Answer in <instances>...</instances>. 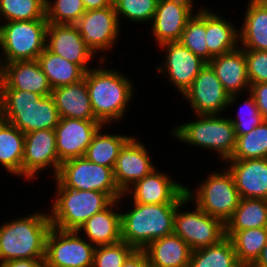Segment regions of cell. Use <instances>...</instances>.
I'll list each match as a JSON object with an SVG mask.
<instances>
[{
  "mask_svg": "<svg viewBox=\"0 0 267 267\" xmlns=\"http://www.w3.org/2000/svg\"><path fill=\"white\" fill-rule=\"evenodd\" d=\"M122 267H150L144 250H134L124 261Z\"/></svg>",
  "mask_w": 267,
  "mask_h": 267,
  "instance_id": "44",
  "label": "cell"
},
{
  "mask_svg": "<svg viewBox=\"0 0 267 267\" xmlns=\"http://www.w3.org/2000/svg\"><path fill=\"white\" fill-rule=\"evenodd\" d=\"M134 250L123 240L114 244L97 246L92 267H122L124 261Z\"/></svg>",
  "mask_w": 267,
  "mask_h": 267,
  "instance_id": "40",
  "label": "cell"
},
{
  "mask_svg": "<svg viewBox=\"0 0 267 267\" xmlns=\"http://www.w3.org/2000/svg\"><path fill=\"white\" fill-rule=\"evenodd\" d=\"M197 121L176 127L172 134L177 140L197 147L214 149L225 161L235 149L236 135L229 118L218 115H197Z\"/></svg>",
  "mask_w": 267,
  "mask_h": 267,
  "instance_id": "7",
  "label": "cell"
},
{
  "mask_svg": "<svg viewBox=\"0 0 267 267\" xmlns=\"http://www.w3.org/2000/svg\"><path fill=\"white\" fill-rule=\"evenodd\" d=\"M37 60L52 89L84 79L86 72L79 65L69 62L46 48Z\"/></svg>",
  "mask_w": 267,
  "mask_h": 267,
  "instance_id": "31",
  "label": "cell"
},
{
  "mask_svg": "<svg viewBox=\"0 0 267 267\" xmlns=\"http://www.w3.org/2000/svg\"><path fill=\"white\" fill-rule=\"evenodd\" d=\"M197 115H219L229 106V94L217 78L212 67L206 63L193 83L183 94Z\"/></svg>",
  "mask_w": 267,
  "mask_h": 267,
  "instance_id": "13",
  "label": "cell"
},
{
  "mask_svg": "<svg viewBox=\"0 0 267 267\" xmlns=\"http://www.w3.org/2000/svg\"><path fill=\"white\" fill-rule=\"evenodd\" d=\"M245 58L250 84L267 82V51L245 50Z\"/></svg>",
  "mask_w": 267,
  "mask_h": 267,
  "instance_id": "42",
  "label": "cell"
},
{
  "mask_svg": "<svg viewBox=\"0 0 267 267\" xmlns=\"http://www.w3.org/2000/svg\"><path fill=\"white\" fill-rule=\"evenodd\" d=\"M231 22L206 9V43L208 63L213 57L236 50L239 33Z\"/></svg>",
  "mask_w": 267,
  "mask_h": 267,
  "instance_id": "28",
  "label": "cell"
},
{
  "mask_svg": "<svg viewBox=\"0 0 267 267\" xmlns=\"http://www.w3.org/2000/svg\"><path fill=\"white\" fill-rule=\"evenodd\" d=\"M261 227H267V200L241 198L225 224V236L231 238L237 231Z\"/></svg>",
  "mask_w": 267,
  "mask_h": 267,
  "instance_id": "29",
  "label": "cell"
},
{
  "mask_svg": "<svg viewBox=\"0 0 267 267\" xmlns=\"http://www.w3.org/2000/svg\"><path fill=\"white\" fill-rule=\"evenodd\" d=\"M251 267H267V244L262 249L259 258Z\"/></svg>",
  "mask_w": 267,
  "mask_h": 267,
  "instance_id": "47",
  "label": "cell"
},
{
  "mask_svg": "<svg viewBox=\"0 0 267 267\" xmlns=\"http://www.w3.org/2000/svg\"><path fill=\"white\" fill-rule=\"evenodd\" d=\"M82 2L86 11L107 8L113 4V0H82Z\"/></svg>",
  "mask_w": 267,
  "mask_h": 267,
  "instance_id": "46",
  "label": "cell"
},
{
  "mask_svg": "<svg viewBox=\"0 0 267 267\" xmlns=\"http://www.w3.org/2000/svg\"><path fill=\"white\" fill-rule=\"evenodd\" d=\"M100 128L86 149L84 157L98 165L114 169L121 148L131 136L101 133Z\"/></svg>",
  "mask_w": 267,
  "mask_h": 267,
  "instance_id": "32",
  "label": "cell"
},
{
  "mask_svg": "<svg viewBox=\"0 0 267 267\" xmlns=\"http://www.w3.org/2000/svg\"><path fill=\"white\" fill-rule=\"evenodd\" d=\"M249 97L250 98L244 102L245 106L247 105L246 108L248 110V111L246 110L247 111L246 114H244L245 112L243 111L245 109L243 108L244 110L239 111V114H238L239 117H237V119L229 118V120L234 126L236 137L249 133L256 126H259L264 121L256 105V101L254 100V97L251 94L249 95ZM242 113L243 115H245L244 118H242Z\"/></svg>",
  "mask_w": 267,
  "mask_h": 267,
  "instance_id": "41",
  "label": "cell"
},
{
  "mask_svg": "<svg viewBox=\"0 0 267 267\" xmlns=\"http://www.w3.org/2000/svg\"><path fill=\"white\" fill-rule=\"evenodd\" d=\"M188 267H242L233 242L225 237L219 243L192 251Z\"/></svg>",
  "mask_w": 267,
  "mask_h": 267,
  "instance_id": "33",
  "label": "cell"
},
{
  "mask_svg": "<svg viewBox=\"0 0 267 267\" xmlns=\"http://www.w3.org/2000/svg\"><path fill=\"white\" fill-rule=\"evenodd\" d=\"M179 203L140 204L121 214V238L136 250L152 241L173 234L174 215Z\"/></svg>",
  "mask_w": 267,
  "mask_h": 267,
  "instance_id": "4",
  "label": "cell"
},
{
  "mask_svg": "<svg viewBox=\"0 0 267 267\" xmlns=\"http://www.w3.org/2000/svg\"><path fill=\"white\" fill-rule=\"evenodd\" d=\"M51 227L49 214L42 212L0 226V263L45 258L46 238Z\"/></svg>",
  "mask_w": 267,
  "mask_h": 267,
  "instance_id": "3",
  "label": "cell"
},
{
  "mask_svg": "<svg viewBox=\"0 0 267 267\" xmlns=\"http://www.w3.org/2000/svg\"><path fill=\"white\" fill-rule=\"evenodd\" d=\"M193 0H159L152 19V34L159 44L179 41L188 20L194 15Z\"/></svg>",
  "mask_w": 267,
  "mask_h": 267,
  "instance_id": "16",
  "label": "cell"
},
{
  "mask_svg": "<svg viewBox=\"0 0 267 267\" xmlns=\"http://www.w3.org/2000/svg\"><path fill=\"white\" fill-rule=\"evenodd\" d=\"M79 235L51 227L46 238V267H92L96 247Z\"/></svg>",
  "mask_w": 267,
  "mask_h": 267,
  "instance_id": "11",
  "label": "cell"
},
{
  "mask_svg": "<svg viewBox=\"0 0 267 267\" xmlns=\"http://www.w3.org/2000/svg\"><path fill=\"white\" fill-rule=\"evenodd\" d=\"M46 49L79 65L85 72L91 69L87 64L94 52L84 44L76 25L49 23Z\"/></svg>",
  "mask_w": 267,
  "mask_h": 267,
  "instance_id": "18",
  "label": "cell"
},
{
  "mask_svg": "<svg viewBox=\"0 0 267 267\" xmlns=\"http://www.w3.org/2000/svg\"><path fill=\"white\" fill-rule=\"evenodd\" d=\"M56 182L57 197L49 216L52 227L60 230L78 231L88 219L114 201L107 193L69 189L57 179Z\"/></svg>",
  "mask_w": 267,
  "mask_h": 267,
  "instance_id": "5",
  "label": "cell"
},
{
  "mask_svg": "<svg viewBox=\"0 0 267 267\" xmlns=\"http://www.w3.org/2000/svg\"><path fill=\"white\" fill-rule=\"evenodd\" d=\"M159 47L167 50H165V64L157 68L158 72L162 73L164 71L165 74L167 73L166 77L184 94L206 65V62L179 41L166 42Z\"/></svg>",
  "mask_w": 267,
  "mask_h": 267,
  "instance_id": "17",
  "label": "cell"
},
{
  "mask_svg": "<svg viewBox=\"0 0 267 267\" xmlns=\"http://www.w3.org/2000/svg\"><path fill=\"white\" fill-rule=\"evenodd\" d=\"M226 161L240 198L267 200V158Z\"/></svg>",
  "mask_w": 267,
  "mask_h": 267,
  "instance_id": "22",
  "label": "cell"
},
{
  "mask_svg": "<svg viewBox=\"0 0 267 267\" xmlns=\"http://www.w3.org/2000/svg\"><path fill=\"white\" fill-rule=\"evenodd\" d=\"M120 21L114 5L86 11L75 24L84 44L94 54L111 49L119 34Z\"/></svg>",
  "mask_w": 267,
  "mask_h": 267,
  "instance_id": "12",
  "label": "cell"
},
{
  "mask_svg": "<svg viewBox=\"0 0 267 267\" xmlns=\"http://www.w3.org/2000/svg\"><path fill=\"white\" fill-rule=\"evenodd\" d=\"M119 71L89 69L84 76L95 118L103 125L122 119L132 99V84Z\"/></svg>",
  "mask_w": 267,
  "mask_h": 267,
  "instance_id": "2",
  "label": "cell"
},
{
  "mask_svg": "<svg viewBox=\"0 0 267 267\" xmlns=\"http://www.w3.org/2000/svg\"><path fill=\"white\" fill-rule=\"evenodd\" d=\"M208 64L214 70L224 90L230 95L229 105L234 100L237 101L238 92H242L247 87L250 88L243 47L215 56Z\"/></svg>",
  "mask_w": 267,
  "mask_h": 267,
  "instance_id": "23",
  "label": "cell"
},
{
  "mask_svg": "<svg viewBox=\"0 0 267 267\" xmlns=\"http://www.w3.org/2000/svg\"><path fill=\"white\" fill-rule=\"evenodd\" d=\"M103 128L98 120L60 118L55 127L56 150L61 162L84 157L97 131Z\"/></svg>",
  "mask_w": 267,
  "mask_h": 267,
  "instance_id": "15",
  "label": "cell"
},
{
  "mask_svg": "<svg viewBox=\"0 0 267 267\" xmlns=\"http://www.w3.org/2000/svg\"><path fill=\"white\" fill-rule=\"evenodd\" d=\"M159 0H113V5L120 16L135 22L151 21L155 14Z\"/></svg>",
  "mask_w": 267,
  "mask_h": 267,
  "instance_id": "39",
  "label": "cell"
},
{
  "mask_svg": "<svg viewBox=\"0 0 267 267\" xmlns=\"http://www.w3.org/2000/svg\"><path fill=\"white\" fill-rule=\"evenodd\" d=\"M144 251L150 267H188L192 254L190 246L174 233L152 241Z\"/></svg>",
  "mask_w": 267,
  "mask_h": 267,
  "instance_id": "25",
  "label": "cell"
},
{
  "mask_svg": "<svg viewBox=\"0 0 267 267\" xmlns=\"http://www.w3.org/2000/svg\"><path fill=\"white\" fill-rule=\"evenodd\" d=\"M133 202L140 204L180 203L186 195V186L172 181L165 173L156 171V168L141 180L135 182L124 195L130 191Z\"/></svg>",
  "mask_w": 267,
  "mask_h": 267,
  "instance_id": "19",
  "label": "cell"
},
{
  "mask_svg": "<svg viewBox=\"0 0 267 267\" xmlns=\"http://www.w3.org/2000/svg\"><path fill=\"white\" fill-rule=\"evenodd\" d=\"M45 4L46 0H0V14L7 22L46 19Z\"/></svg>",
  "mask_w": 267,
  "mask_h": 267,
  "instance_id": "37",
  "label": "cell"
},
{
  "mask_svg": "<svg viewBox=\"0 0 267 267\" xmlns=\"http://www.w3.org/2000/svg\"><path fill=\"white\" fill-rule=\"evenodd\" d=\"M239 264L251 267L267 244V227L237 231L231 238Z\"/></svg>",
  "mask_w": 267,
  "mask_h": 267,
  "instance_id": "34",
  "label": "cell"
},
{
  "mask_svg": "<svg viewBox=\"0 0 267 267\" xmlns=\"http://www.w3.org/2000/svg\"><path fill=\"white\" fill-rule=\"evenodd\" d=\"M222 172L208 175L196 193L187 187L186 195L194 199L201 210L226 224L241 198L229 169L226 167Z\"/></svg>",
  "mask_w": 267,
  "mask_h": 267,
  "instance_id": "8",
  "label": "cell"
},
{
  "mask_svg": "<svg viewBox=\"0 0 267 267\" xmlns=\"http://www.w3.org/2000/svg\"><path fill=\"white\" fill-rule=\"evenodd\" d=\"M239 40L244 50L267 51V4L263 0H250Z\"/></svg>",
  "mask_w": 267,
  "mask_h": 267,
  "instance_id": "27",
  "label": "cell"
},
{
  "mask_svg": "<svg viewBox=\"0 0 267 267\" xmlns=\"http://www.w3.org/2000/svg\"><path fill=\"white\" fill-rule=\"evenodd\" d=\"M146 150L144 144L136 142L135 137H131L121 148L113 171L116 184L123 193L155 169Z\"/></svg>",
  "mask_w": 267,
  "mask_h": 267,
  "instance_id": "20",
  "label": "cell"
},
{
  "mask_svg": "<svg viewBox=\"0 0 267 267\" xmlns=\"http://www.w3.org/2000/svg\"><path fill=\"white\" fill-rule=\"evenodd\" d=\"M0 267H46L45 258L15 259L0 263Z\"/></svg>",
  "mask_w": 267,
  "mask_h": 267,
  "instance_id": "45",
  "label": "cell"
},
{
  "mask_svg": "<svg viewBox=\"0 0 267 267\" xmlns=\"http://www.w3.org/2000/svg\"><path fill=\"white\" fill-rule=\"evenodd\" d=\"M56 179L65 188L103 192L113 200L125 196L116 184L112 168L98 165L85 157L63 161Z\"/></svg>",
  "mask_w": 267,
  "mask_h": 267,
  "instance_id": "9",
  "label": "cell"
},
{
  "mask_svg": "<svg viewBox=\"0 0 267 267\" xmlns=\"http://www.w3.org/2000/svg\"><path fill=\"white\" fill-rule=\"evenodd\" d=\"M267 158V121L249 133L236 137L235 149L228 160Z\"/></svg>",
  "mask_w": 267,
  "mask_h": 267,
  "instance_id": "35",
  "label": "cell"
},
{
  "mask_svg": "<svg viewBox=\"0 0 267 267\" xmlns=\"http://www.w3.org/2000/svg\"><path fill=\"white\" fill-rule=\"evenodd\" d=\"M60 118L97 120L93 114L86 80L52 89Z\"/></svg>",
  "mask_w": 267,
  "mask_h": 267,
  "instance_id": "24",
  "label": "cell"
},
{
  "mask_svg": "<svg viewBox=\"0 0 267 267\" xmlns=\"http://www.w3.org/2000/svg\"><path fill=\"white\" fill-rule=\"evenodd\" d=\"M179 42L208 63L206 10H198L187 22Z\"/></svg>",
  "mask_w": 267,
  "mask_h": 267,
  "instance_id": "36",
  "label": "cell"
},
{
  "mask_svg": "<svg viewBox=\"0 0 267 267\" xmlns=\"http://www.w3.org/2000/svg\"><path fill=\"white\" fill-rule=\"evenodd\" d=\"M47 19L29 21H10L0 25V47L3 49L5 63L37 60L46 48Z\"/></svg>",
  "mask_w": 267,
  "mask_h": 267,
  "instance_id": "6",
  "label": "cell"
},
{
  "mask_svg": "<svg viewBox=\"0 0 267 267\" xmlns=\"http://www.w3.org/2000/svg\"><path fill=\"white\" fill-rule=\"evenodd\" d=\"M61 163L56 150L54 129L37 130L25 134L22 177L34 179L36 173L48 166L54 168V177H56Z\"/></svg>",
  "mask_w": 267,
  "mask_h": 267,
  "instance_id": "14",
  "label": "cell"
},
{
  "mask_svg": "<svg viewBox=\"0 0 267 267\" xmlns=\"http://www.w3.org/2000/svg\"><path fill=\"white\" fill-rule=\"evenodd\" d=\"M190 201L191 199L186 196L178 204L174 215L173 233L182 238L192 251L219 243L226 237L225 224L197 205L194 212H179V208Z\"/></svg>",
  "mask_w": 267,
  "mask_h": 267,
  "instance_id": "10",
  "label": "cell"
},
{
  "mask_svg": "<svg viewBox=\"0 0 267 267\" xmlns=\"http://www.w3.org/2000/svg\"><path fill=\"white\" fill-rule=\"evenodd\" d=\"M25 134L0 118V164L11 175L22 176Z\"/></svg>",
  "mask_w": 267,
  "mask_h": 267,
  "instance_id": "30",
  "label": "cell"
},
{
  "mask_svg": "<svg viewBox=\"0 0 267 267\" xmlns=\"http://www.w3.org/2000/svg\"><path fill=\"white\" fill-rule=\"evenodd\" d=\"M46 19L48 23L75 25L86 12L82 0H46Z\"/></svg>",
  "mask_w": 267,
  "mask_h": 267,
  "instance_id": "38",
  "label": "cell"
},
{
  "mask_svg": "<svg viewBox=\"0 0 267 267\" xmlns=\"http://www.w3.org/2000/svg\"><path fill=\"white\" fill-rule=\"evenodd\" d=\"M0 89L31 91L42 96L52 93L38 60L5 63L0 68Z\"/></svg>",
  "mask_w": 267,
  "mask_h": 267,
  "instance_id": "21",
  "label": "cell"
},
{
  "mask_svg": "<svg viewBox=\"0 0 267 267\" xmlns=\"http://www.w3.org/2000/svg\"><path fill=\"white\" fill-rule=\"evenodd\" d=\"M0 118L24 134L55 129L60 120L52 95L16 89H0Z\"/></svg>",
  "mask_w": 267,
  "mask_h": 267,
  "instance_id": "1",
  "label": "cell"
},
{
  "mask_svg": "<svg viewBox=\"0 0 267 267\" xmlns=\"http://www.w3.org/2000/svg\"><path fill=\"white\" fill-rule=\"evenodd\" d=\"M118 201L121 200H114L107 208L93 215L78 229V232L84 230L90 243L95 247L114 244L122 240L121 213L112 210Z\"/></svg>",
  "mask_w": 267,
  "mask_h": 267,
  "instance_id": "26",
  "label": "cell"
},
{
  "mask_svg": "<svg viewBox=\"0 0 267 267\" xmlns=\"http://www.w3.org/2000/svg\"><path fill=\"white\" fill-rule=\"evenodd\" d=\"M249 93L254 97L263 119L267 121V82L250 84Z\"/></svg>",
  "mask_w": 267,
  "mask_h": 267,
  "instance_id": "43",
  "label": "cell"
}]
</instances>
